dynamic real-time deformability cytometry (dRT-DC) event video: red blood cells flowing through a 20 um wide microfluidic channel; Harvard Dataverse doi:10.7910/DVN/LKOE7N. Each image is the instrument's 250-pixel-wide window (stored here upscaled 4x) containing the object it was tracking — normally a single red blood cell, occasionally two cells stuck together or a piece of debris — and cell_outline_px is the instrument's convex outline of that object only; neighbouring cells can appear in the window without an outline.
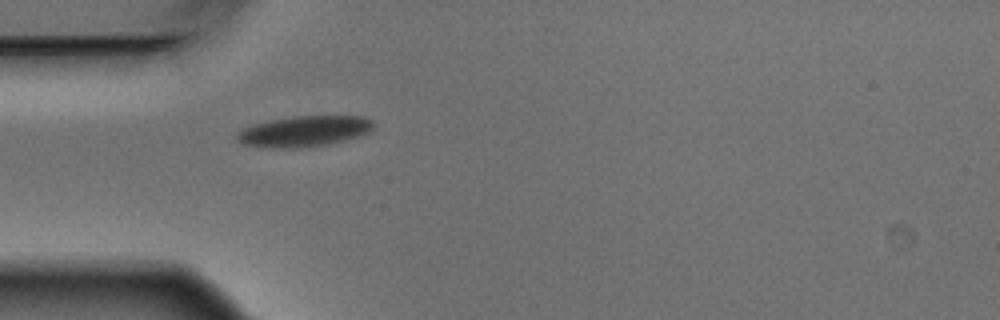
{"species": "Egyptian fruit bat (a non-hibernating species)", "species_latin": "Rousettus aegyptiacus", "temperature_condition": "warm", "stored_images_in_passage": 1, "camera_frame_rate_fps": 3000, "um_per_image_px": 0.085, "animal": {"sex": "male"}, "frame": {"image": 1, "passage_image": 1, "time_ms": 0.0, "image_size_px": [1000, 320], "cell_outline_px": [[372, 128], [368, 132], [344, 140], [324, 144], [296, 148], [272, 148], [244, 144], [236, 136], [236, 132], [252, 124], [268, 120], [296, 116], [364, 116], [372, 120]], "centroid_in_image_um": [25.81, 11.14], "position_along_channel_um": 59.2, "area_um2": 24.1}}